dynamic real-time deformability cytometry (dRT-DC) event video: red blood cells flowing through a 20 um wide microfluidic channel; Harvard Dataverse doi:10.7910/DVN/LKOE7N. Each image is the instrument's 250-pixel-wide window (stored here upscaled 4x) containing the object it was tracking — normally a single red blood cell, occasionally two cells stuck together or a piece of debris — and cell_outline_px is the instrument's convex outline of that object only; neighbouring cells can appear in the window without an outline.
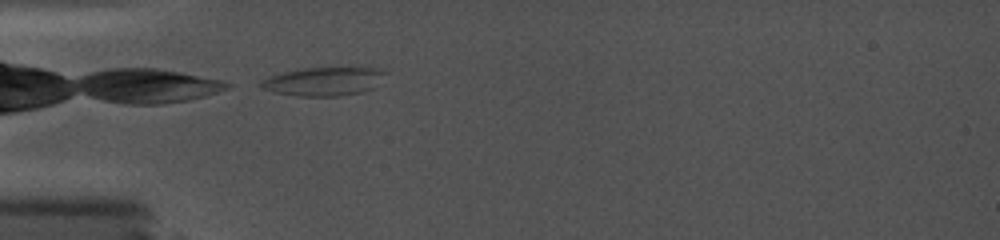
{"species": "common noctule bat (a hibernating species)", "species_latin": "Nyctalus noctula", "temperature_condition": "cold", "stored_images_in_passage": 21, "camera_frame_rate_fps": 5000, "um_per_image_px": 0.085, "animal": {"sex": "female", "body_mass_g": 19.0, "forearm_length_mm": 56.7}, "frame": {"image": 1, "passage_image": 1, "time_ms": 0.0, "image_size_px": [1000, 240], "cell_outline_px": [[388, 72], [372, 88], [360, 92], [340, 96], [296, 96], [272, 92], [260, 88], [256, 84], [260, 80], [268, 76], [284, 72], [304, 68], [352, 64], [356, 64]], "centroid_in_image_um": [27.49, 6.87], "position_along_channel_um": 57.5, "area_um2": 21.73}}
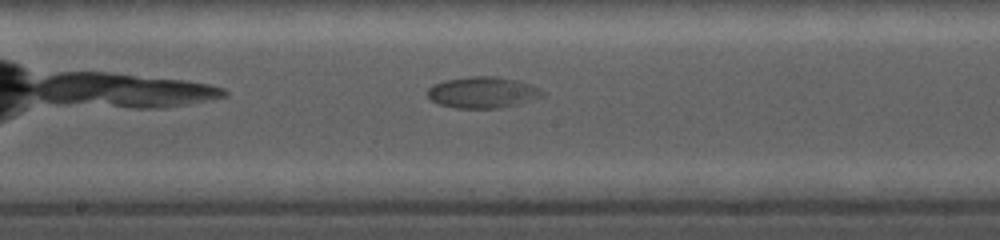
{"frame": {"image": 2, "passage_image": 8, "time_ms": 4.4, "image_size_px": [1000, 240], "cell_outline_px": [[544, 96], [516, 104], [500, 108], [456, 108], [440, 104], [432, 100], [428, 96], [428, 88], [432, 84], [444, 80], [468, 76], [492, 76], [516, 80], [540, 88], [544, 92]], "centroid_in_image_um": [41.0, 7.85], "position_along_channel_um": 207.2, "area_um2": 20.81}}
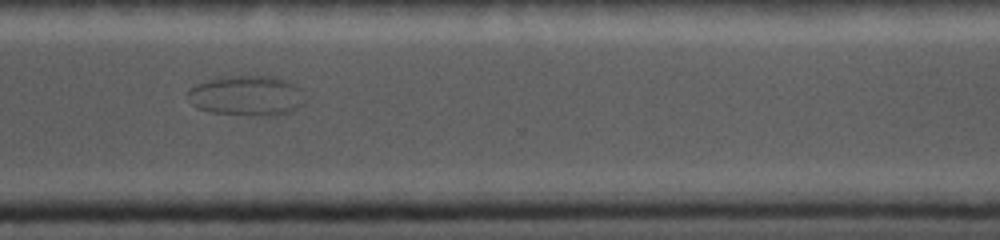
{"frame": {"image": 3, "passage_image": 16, "time_ms": 8.4, "image_size_px": [1000, 240], "cell_outline_px": [[304, 100], [292, 112], [272, 116], [256, 116], [212, 112], [196, 108], [192, 104], [188, 96], [188, 88], [196, 84], [212, 80], [232, 76], [280, 76], [300, 88]], "centroid_in_image_um": [20.99, 8.14], "position_along_channel_um": 349.6, "area_um2": 27.34}}